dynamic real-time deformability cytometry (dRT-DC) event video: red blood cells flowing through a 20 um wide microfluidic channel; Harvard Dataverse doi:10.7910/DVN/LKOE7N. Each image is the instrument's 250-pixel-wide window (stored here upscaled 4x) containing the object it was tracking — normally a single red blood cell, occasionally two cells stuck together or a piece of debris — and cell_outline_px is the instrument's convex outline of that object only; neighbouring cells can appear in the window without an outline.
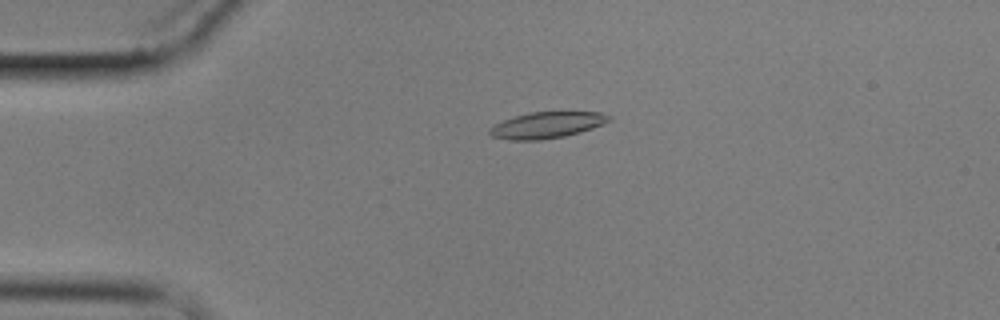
{"species": "common noctule bat (a hibernating species)", "species_latin": "Nyctalus noctula", "temperature_condition": "cold", "stored_images_in_passage": 3, "camera_frame_rate_fps": 3000, "um_per_image_px": 0.085, "animal": {"sex": "male", "body_mass_g": 17.9}, "frame": {"image": 1, "passage_image": 1, "time_ms": 0.0, "image_size_px": [1000, 320], "cell_outline_px": [[612, 120], [604, 124], [580, 132], [564, 136], [540, 140], [508, 140], [492, 136], [488, 132], [488, 128], [504, 120], [528, 112], [600, 112], [612, 116]], "centroid_in_image_um": [46.5, 10.63], "position_along_channel_um": 38.5, "area_um2": 18.26}}